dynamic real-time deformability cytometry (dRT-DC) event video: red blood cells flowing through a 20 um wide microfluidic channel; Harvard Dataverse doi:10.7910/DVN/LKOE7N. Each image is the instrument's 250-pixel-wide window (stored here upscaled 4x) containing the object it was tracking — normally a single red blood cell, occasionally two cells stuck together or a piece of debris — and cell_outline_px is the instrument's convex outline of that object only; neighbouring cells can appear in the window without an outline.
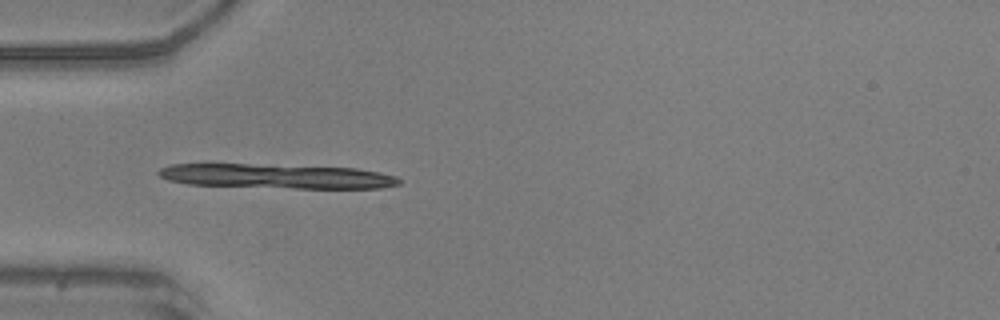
{"species": "common noctule bat (a hibernating species)", "species_latin": "Nyctalus noctula", "temperature_condition": "warm", "stored_images_in_passage": 46, "segment_of_instrument_passage": [2, 2], "camera_frame_rate_fps": 3000, "um_per_image_px": 0.085, "animal": {"sex": "male", "body_mass_g": 20.5, "forearm_length_mm": 52.5}, "frame": {"image": 1, "passage_image": 15, "time_ms": 4.667, "image_size_px": [1000, 320], "cell_outline_px": [[384, 184], [364, 188], [316, 188], [288, 184], [300, 168], [340, 168], [368, 172], [380, 176]], "centroid_in_image_um": [28.48, 15.17], "position_along_channel_um": 56.5, "area_um2": 11.21}}